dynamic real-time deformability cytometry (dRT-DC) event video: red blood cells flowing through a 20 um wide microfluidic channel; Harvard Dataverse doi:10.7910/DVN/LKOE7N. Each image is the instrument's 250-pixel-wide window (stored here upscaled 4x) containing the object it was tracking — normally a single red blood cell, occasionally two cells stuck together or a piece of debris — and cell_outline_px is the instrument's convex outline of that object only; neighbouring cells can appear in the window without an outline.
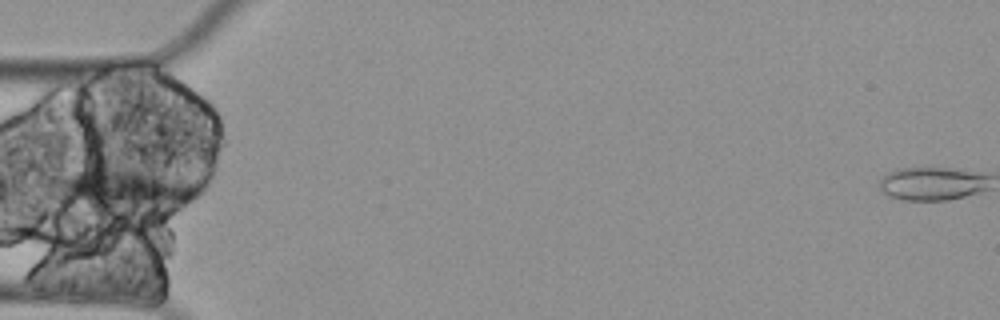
{"species": "Egyptian fruit bat (a non-hibernating species)", "species_latin": "Rousettus aegyptiacus", "temperature_condition": "cold", "stored_images_in_passage": 11, "segment_of_instrument_passage": [2, 3], "camera_frame_rate_fps": 3000, "um_per_image_px": 0.085, "animal": {"sex": "female"}, "frame": {"image": 1, "passage_image": 5, "time_ms": 1.333, "image_size_px": [1000, 320], "cell_outline_px": [[200, 192], [196, 196], [184, 204], [176, 208], [152, 216], [68, 204], [56, 200], [48, 184], [48, 180], [52, 176], [76, 168], [96, 168], [168, 172], [192, 180], [200, 188]], "centroid_in_image_um": [10.48, 16.15], "position_along_channel_um": 74.5, "area_um2": 38.84}}